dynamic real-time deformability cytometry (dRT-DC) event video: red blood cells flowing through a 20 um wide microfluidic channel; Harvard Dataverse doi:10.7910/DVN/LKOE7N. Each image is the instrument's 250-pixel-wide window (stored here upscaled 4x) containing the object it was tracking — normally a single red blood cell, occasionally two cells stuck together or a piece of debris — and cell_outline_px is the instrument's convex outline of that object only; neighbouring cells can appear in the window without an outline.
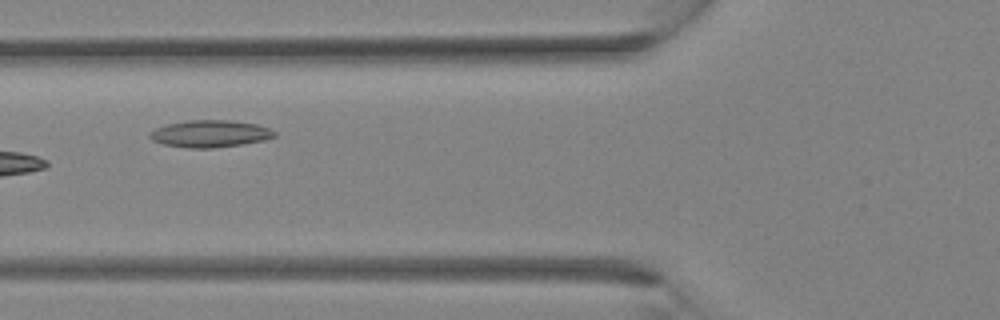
{"species": "Egyptian fruit bat (a non-hibernating species)", "species_latin": "Rousettus aegyptiacus", "temperature_condition": "room temperature", "stored_images_in_passage": 2, "camera_frame_rate_fps": 3000, "um_per_image_px": 0.085, "animal": {"sex": "female"}, "frame": {"image": 1, "passage_image": 2, "time_ms": 0.333, "image_size_px": [1000, 320], "cell_outline_px": [[276, 136], [264, 140], [240, 144], [212, 148], [188, 148], [164, 144], [152, 140], [148, 136], [148, 132], [156, 128], [168, 124], [184, 120], [228, 120], [256, 124], [268, 128], [276, 132]], "centroid_in_image_um": [17.82, 11.36], "position_along_channel_um": 108.0, "area_um2": 19.59}}